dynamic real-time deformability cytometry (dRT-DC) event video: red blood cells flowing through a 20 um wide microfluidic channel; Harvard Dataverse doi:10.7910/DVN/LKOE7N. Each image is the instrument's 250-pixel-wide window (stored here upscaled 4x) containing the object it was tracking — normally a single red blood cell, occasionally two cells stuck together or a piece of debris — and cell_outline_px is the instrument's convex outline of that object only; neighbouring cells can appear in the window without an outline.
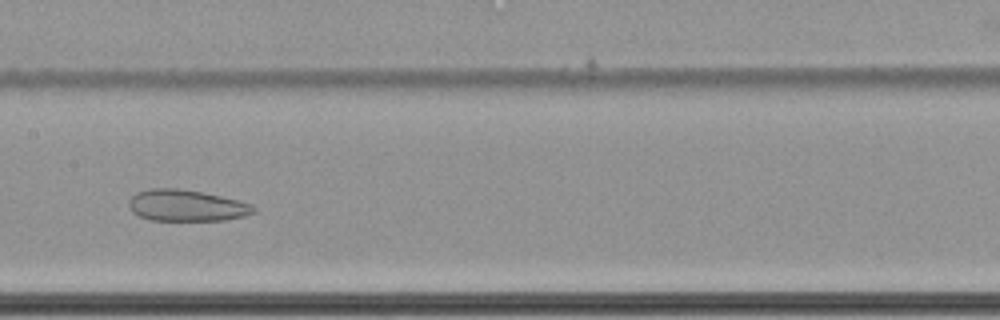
{"species": "common noctule bat (a hibernating species)", "species_latin": "Nyctalus noctula", "temperature_condition": "cold", "stored_images_in_passage": 49, "camera_frame_rate_fps": 3000, "um_per_image_px": 0.085, "animal": {"sex": "female", "body_mass_g": 22.7, "forearm_length_mm": 54.2}, "frame": {"image": 1, "passage_image": 20, "time_ms": 6.333, "image_size_px": [1000, 320], "cell_outline_px": [[256, 212], [244, 216], [224, 220], [152, 220], [140, 216], [132, 212], [128, 208], [128, 200], [136, 192], [148, 188], [176, 188], [200, 192], [220, 196], [252, 204], [256, 208]], "centroid_in_image_um": [15.81, 17.47], "position_along_channel_um": 191.6, "area_um2": 22.83}}
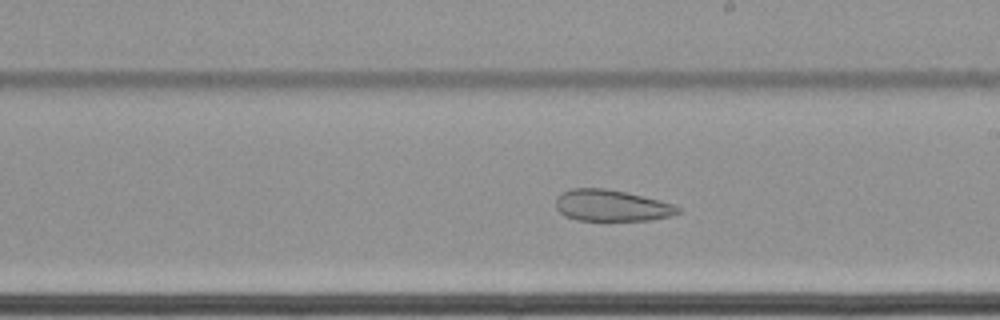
{"frame": {"image": 2, "passage_image": 24, "time_ms": 7.667, "image_size_px": [1000, 320], "cell_outline_px": [[680, 212], [668, 216], [652, 220], [576, 220], [564, 216], [556, 208], [556, 196], [560, 192], [572, 188], [604, 188], [624, 192], [660, 200], [672, 204], [680, 208]], "centroid_in_image_um": [51.92, 17.47], "position_along_channel_um": 237.1, "area_um2": 22.31}}
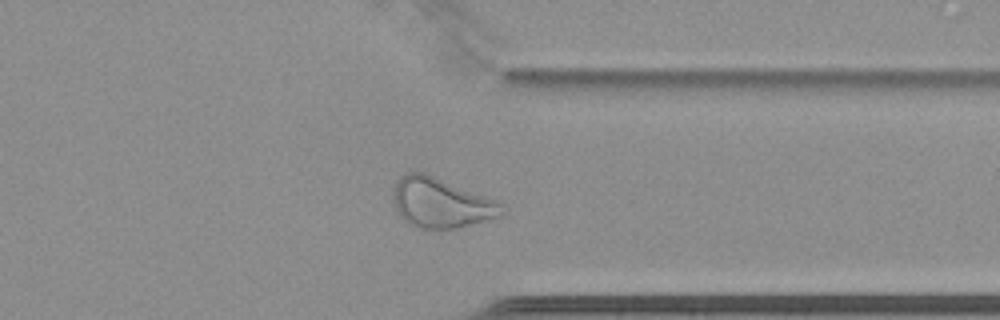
{"frame": {"image": 3, "passage_image": 36, "time_ms": 11.667, "image_size_px": [1000, 320], "cell_outline_px": [[504, 212], [496, 216], [456, 228], [416, 228], [408, 224], [400, 216], [396, 208], [392, 196], [396, 184], [400, 176], [408, 172], [424, 172], [496, 200], [504, 204]], "centroid_in_image_um": [37.44, 17.23], "position_along_channel_um": 374.0, "area_um2": 31.1}, "authors_computed_cell_mechanics": {"area_um2": 29.8248, "velocity_mm_per_s": 3.4207, "shape_relaxation_time_tau1_ms": null, "shape_relaxation_time_tau2_ms": 2.6162, "deformation_change_tau1": null, "deformation_change_tau2": 0.1002}}